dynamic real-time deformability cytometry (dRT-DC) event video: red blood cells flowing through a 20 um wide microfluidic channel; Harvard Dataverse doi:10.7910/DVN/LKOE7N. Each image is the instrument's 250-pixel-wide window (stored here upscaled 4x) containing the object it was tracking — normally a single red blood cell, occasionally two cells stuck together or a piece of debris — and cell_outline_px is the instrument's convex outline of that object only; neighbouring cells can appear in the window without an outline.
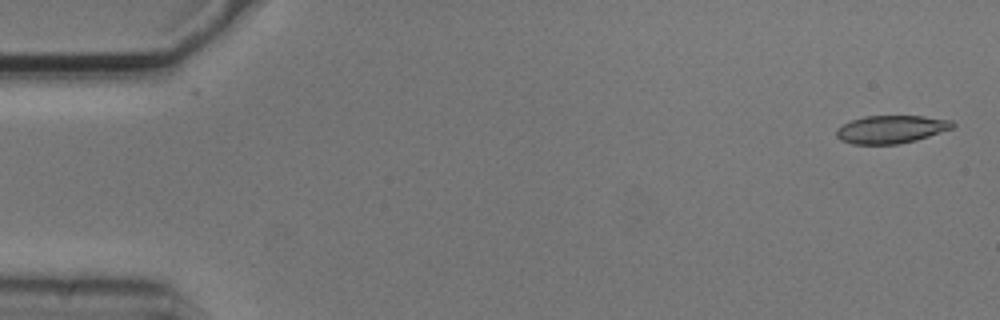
{"species": "common noctule bat (a hibernating species)", "species_latin": "Nyctalus noctula", "temperature_condition": "cold", "stored_images_in_passage": 5, "camera_frame_rate_fps": 3000, "um_per_image_px": 0.085, "animal": {"sex": "male", "body_mass_g": 20.5, "forearm_length_mm": 52.5}, "frame": {"image": 1, "passage_image": 1, "time_ms": 0.0, "image_size_px": [1000, 320], "cell_outline_px": [[956, 124], [952, 128], [916, 140], [896, 144], [852, 144], [840, 140], [836, 136], [836, 128], [852, 120], [864, 116], [924, 116], [952, 120]], "centroid_in_image_um": [75.73, 10.99], "position_along_channel_um": 9.3, "area_um2": 18.84}}
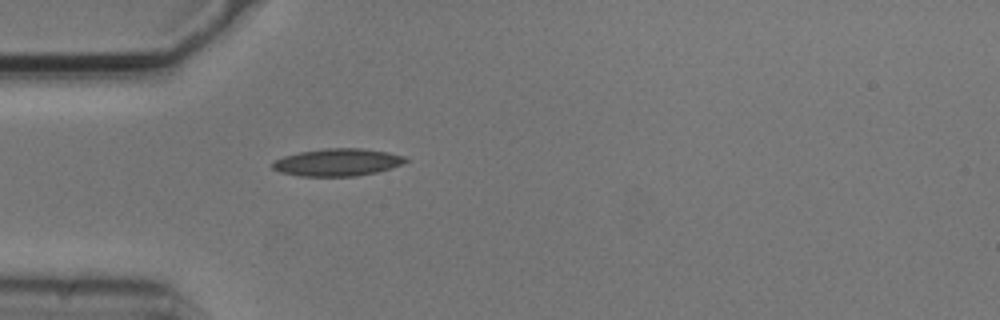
{"frame": {"image": 2, "passage_image": 5, "time_ms": 1.333, "image_size_px": [1000, 320], "cell_outline_px": [[408, 160], [400, 164], [376, 172], [356, 176], [300, 176], [280, 172], [272, 168], [272, 164], [276, 160], [284, 156], [300, 152], [324, 148], [360, 148], [388, 152], [404, 156]], "centroid_in_image_um": [28.66, 13.79], "position_along_channel_um": 56.3, "area_um2": 20.98}}